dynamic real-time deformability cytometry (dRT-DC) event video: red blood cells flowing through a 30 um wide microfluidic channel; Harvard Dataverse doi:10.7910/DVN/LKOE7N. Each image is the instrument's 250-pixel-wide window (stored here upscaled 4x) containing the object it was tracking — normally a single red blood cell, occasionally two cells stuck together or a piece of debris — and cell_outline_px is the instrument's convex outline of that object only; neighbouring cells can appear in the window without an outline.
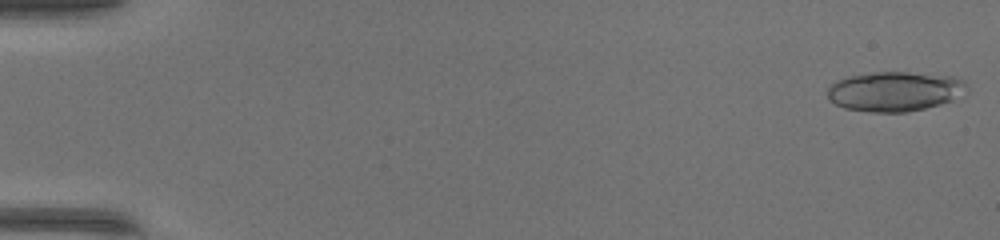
{"species": "common noctule bat (a hibernating species)", "species_latin": "Nyctalus noctula", "temperature_condition": "warm", "stored_images_in_passage": 19, "camera_frame_rate_fps": 3000, "um_per_image_px": 0.085, "animal": {"sex": "female", "body_mass_g": 17.0, "forearm_length_mm": 48.0}, "frame": {"image": 1, "passage_image": 1, "time_ms": 0.0, "image_size_px": [1000, 240], "cell_outline_px": [[968, 92], [952, 100], [940, 104], [908, 112], [872, 112], [844, 108], [828, 100], [828, 88], [836, 80], [848, 76], [872, 72], [908, 72], [952, 76], [964, 80], [968, 88]], "centroid_in_image_um": [76.07, 7.76], "position_along_channel_um": 8.9, "area_um2": 32.43}}
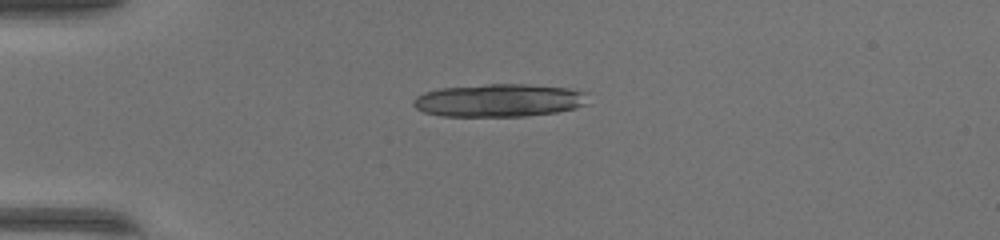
{"frame": {"image": 2, "passage_image": 13, "time_ms": 4.0, "image_size_px": [1000, 240], "cell_outline_px": [[584, 104], [576, 108], [556, 112], [524, 116], [440, 116], [424, 112], [416, 108], [412, 104], [412, 100], [416, 96], [424, 92], [440, 88], [488, 84], [528, 84], [568, 88], [584, 92]], "centroid_in_image_um": [42.34, 8.53], "position_along_channel_um": 42.7, "area_um2": 33.35}}